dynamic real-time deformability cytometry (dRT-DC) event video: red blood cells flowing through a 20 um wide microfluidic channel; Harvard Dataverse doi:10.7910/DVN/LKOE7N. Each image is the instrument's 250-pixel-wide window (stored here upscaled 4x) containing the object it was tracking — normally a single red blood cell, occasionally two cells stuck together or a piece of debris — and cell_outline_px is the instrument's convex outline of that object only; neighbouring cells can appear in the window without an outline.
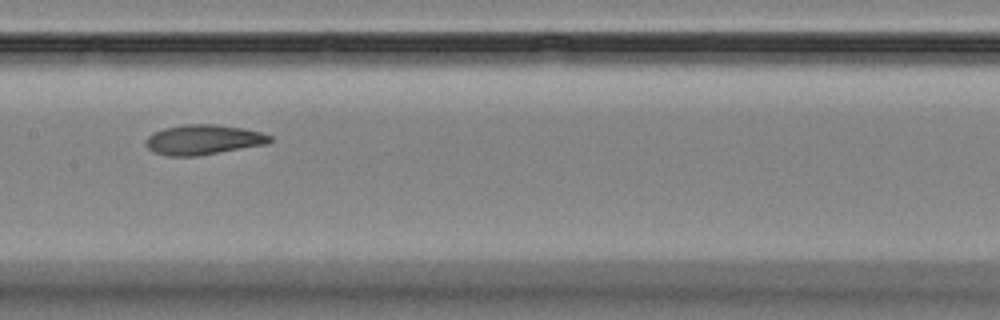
{"species": "Egyptian fruit bat (a non-hibernating species)", "species_latin": "Rousettus aegyptiacus", "temperature_condition": "room temperature", "stored_images_in_passage": 7, "camera_frame_rate_fps": 3000, "um_per_image_px": 0.085, "animal": {"sex": "female"}, "frame": {"image": 1, "passage_image": 4, "time_ms": 3.333, "image_size_px": [1000, 320], "cell_outline_px": [[272, 140], [268, 144], [196, 156], [168, 156], [152, 152], [144, 144], [144, 140], [148, 136], [164, 128], [184, 124], [216, 124], [240, 128], [260, 132], [272, 136]], "centroid_in_image_um": [17.25, 11.88], "position_along_channel_um": 190.1, "area_um2": 21.68}}
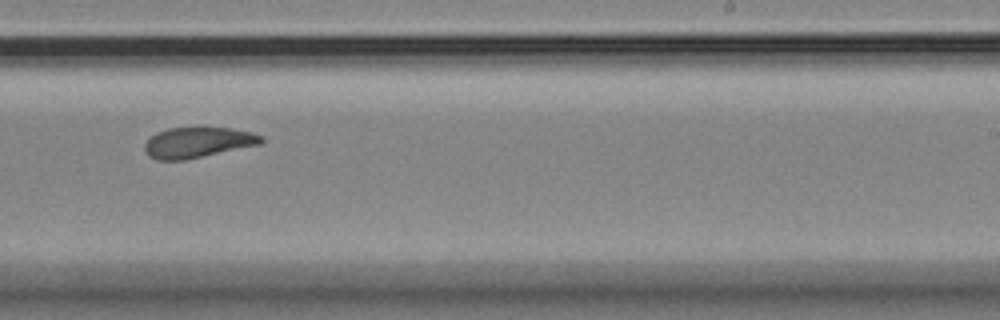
{"frame": {"image": 2, "passage_image": 6, "time_ms": 5.667, "image_size_px": [1000, 320], "cell_outline_px": [[264, 140], [260, 144], [184, 160], [156, 160], [148, 156], [144, 152], [144, 144], [156, 132], [168, 128], [232, 128], [252, 132], [264, 136]], "centroid_in_image_um": [16.79, 12.11], "position_along_channel_um": 272.2, "area_um2": 20.69}}
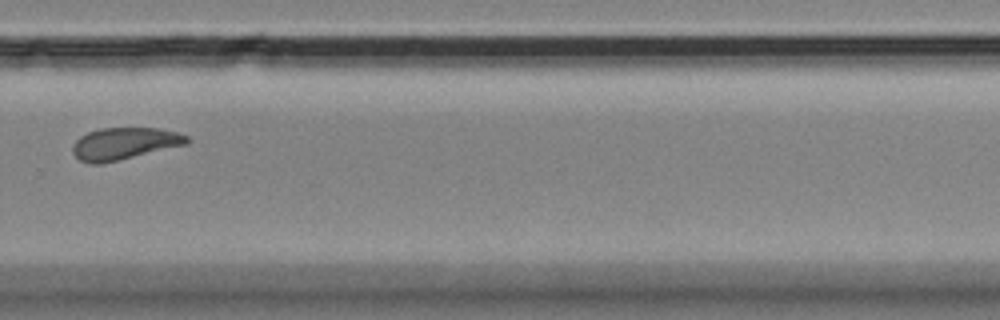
{"frame": {"image": 3, "passage_image": 7, "time_ms": 7.0, "image_size_px": [1000, 320], "cell_outline_px": [[192, 140], [188, 144], [120, 160], [100, 164], [92, 164], [80, 160], [72, 152], [72, 148], [76, 140], [80, 136], [88, 132], [100, 128], [160, 128], [176, 132], [188, 136]], "centroid_in_image_um": [10.6, 12.2], "position_along_channel_um": 319.2, "area_um2": 21.44}}